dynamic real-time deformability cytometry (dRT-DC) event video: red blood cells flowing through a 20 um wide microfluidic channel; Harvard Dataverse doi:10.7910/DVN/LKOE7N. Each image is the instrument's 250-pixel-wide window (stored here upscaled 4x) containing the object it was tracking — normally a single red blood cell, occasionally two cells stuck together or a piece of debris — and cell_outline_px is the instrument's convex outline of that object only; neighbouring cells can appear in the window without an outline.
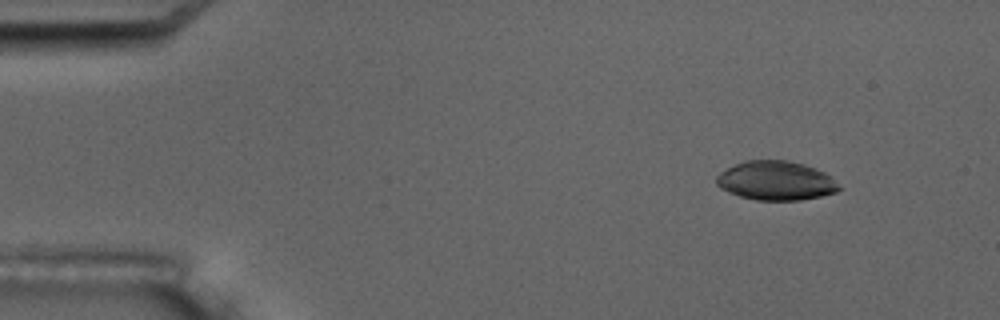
{"species": "common noctule bat (a hibernating species)", "species_latin": "Nyctalus noctula", "temperature_condition": "room temperature", "stored_images_in_passage": 5, "camera_frame_rate_fps": 3000, "um_per_image_px": 0.085, "animal": {"sex": "male", "body_mass_g": 17.5, "forearm_length_mm": 52.3}, "frame": {"image": 1, "passage_image": 2, "time_ms": 1.333, "image_size_px": [1000, 320], "cell_outline_px": [[840, 188], [836, 192], [820, 196], [800, 200], [756, 200], [740, 196], [728, 192], [720, 188], [716, 184], [716, 176], [720, 172], [744, 160], [788, 160], [804, 164], [824, 172], [832, 176]], "centroid_in_image_um": [65.94, 15.35], "position_along_channel_um": 19.1, "area_um2": 27.92}}